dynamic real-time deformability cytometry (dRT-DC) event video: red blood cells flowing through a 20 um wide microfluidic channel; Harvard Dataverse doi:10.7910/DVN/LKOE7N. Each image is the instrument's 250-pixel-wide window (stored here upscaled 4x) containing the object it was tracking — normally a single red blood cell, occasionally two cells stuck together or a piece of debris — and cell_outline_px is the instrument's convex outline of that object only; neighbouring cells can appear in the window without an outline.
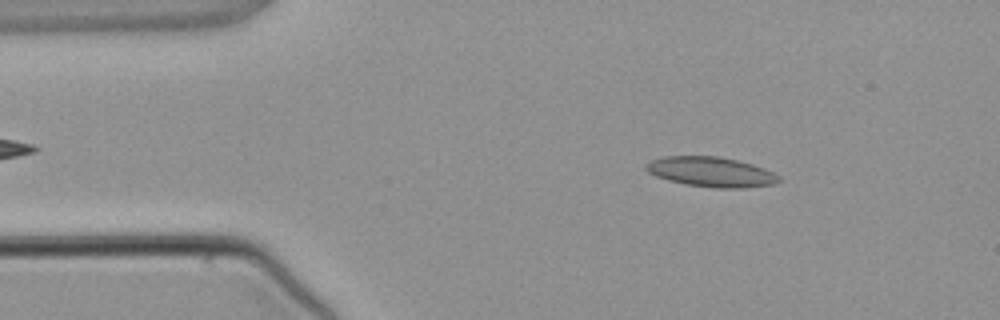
{"species": "common noctule bat (a hibernating species)", "species_latin": "Nyctalus noctula", "temperature_condition": "warm", "stored_images_in_passage": 2, "camera_frame_rate_fps": 3000, "um_per_image_px": 0.085, "animal": {"sex": "male", "body_mass_g": 21.5, "forearm_length_mm": 52.0}, "frame": {"image": 1, "passage_image": 1, "time_ms": 0.0, "image_size_px": [1000, 320], "cell_outline_px": [[784, 180], [776, 184], [744, 188], [716, 188], [684, 184], [668, 180], [656, 176], [648, 172], [644, 168], [644, 164], [652, 160], [664, 156], [720, 156], [752, 164], [764, 168], [780, 176]], "centroid_in_image_um": [60.46, 14.62], "position_along_channel_um": 24.5, "area_um2": 23.41}}